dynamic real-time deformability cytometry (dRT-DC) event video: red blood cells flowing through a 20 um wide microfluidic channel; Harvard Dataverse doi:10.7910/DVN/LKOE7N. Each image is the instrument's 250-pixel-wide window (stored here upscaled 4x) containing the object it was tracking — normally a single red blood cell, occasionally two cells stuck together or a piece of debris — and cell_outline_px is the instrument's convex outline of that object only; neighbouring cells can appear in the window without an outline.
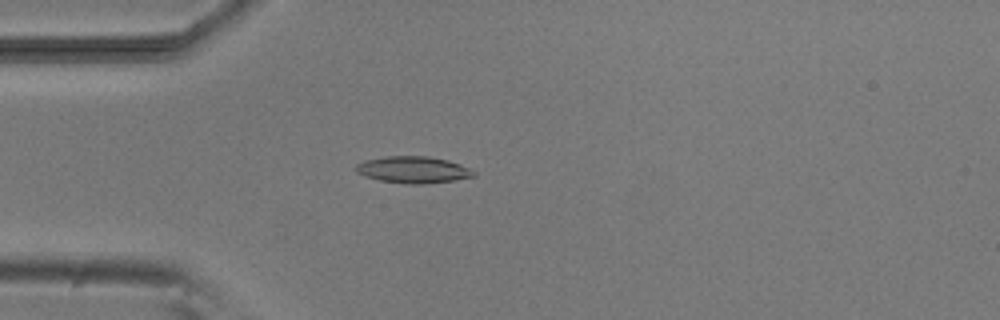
{"species": "common noctule bat (a hibernating species)", "species_latin": "Nyctalus noctula", "temperature_condition": "room temperature", "stored_images_in_passage": 4, "camera_frame_rate_fps": 3000, "um_per_image_px": 0.085, "animal": {"sex": "male", "body_mass_g": 20.5, "forearm_length_mm": 52.5}, "frame": {"image": 1, "passage_image": 3, "time_ms": 3.333, "image_size_px": [1000, 320], "cell_outline_px": [[476, 176], [452, 180], [424, 184], [408, 184], [380, 180], [364, 176], [356, 172], [356, 164], [364, 160], [384, 156], [428, 156], [448, 160], [460, 164], [476, 172]], "centroid_in_image_um": [35.1, 14.42], "position_along_channel_um": 49.9, "area_um2": 18.32}}